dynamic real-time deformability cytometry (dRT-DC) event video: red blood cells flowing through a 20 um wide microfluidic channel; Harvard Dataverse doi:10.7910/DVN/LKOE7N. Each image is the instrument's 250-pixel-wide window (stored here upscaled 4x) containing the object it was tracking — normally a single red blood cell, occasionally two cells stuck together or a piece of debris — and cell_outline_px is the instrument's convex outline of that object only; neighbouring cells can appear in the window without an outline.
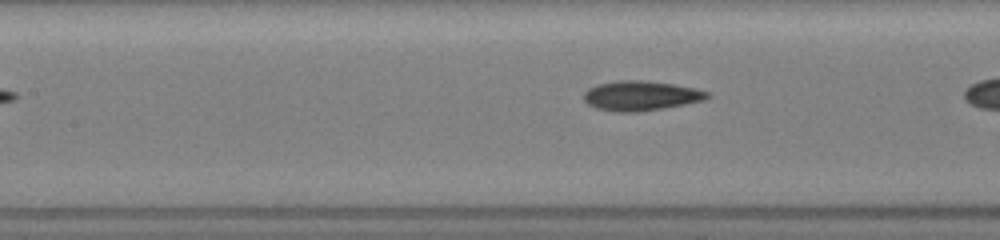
{"species": "common noctule bat (a hibernating species)", "species_latin": "Nyctalus noctula", "temperature_condition": "room temperature", "stored_images_in_passage": 9, "segment_of_instrument_passage": [2, 2], "camera_frame_rate_fps": 3000, "um_per_image_px": 0.085, "animal": {"sex": "female", "body_mass_g": 19.5, "forearm_length_mm": 54.1}, "frame": {"image": 1, "passage_image": 9, "time_ms": 6.333, "image_size_px": [1000, 240], "cell_outline_px": [[712, 96], [704, 100], [664, 108], [640, 112], [612, 112], [596, 108], [588, 104], [584, 100], [584, 92], [588, 88], [596, 84], [616, 80], [640, 80], [672, 84], [696, 88], [708, 92]], "centroid_in_image_um": [54.45, 8.14], "position_along_channel_um": 153.0, "area_um2": 21.56}}